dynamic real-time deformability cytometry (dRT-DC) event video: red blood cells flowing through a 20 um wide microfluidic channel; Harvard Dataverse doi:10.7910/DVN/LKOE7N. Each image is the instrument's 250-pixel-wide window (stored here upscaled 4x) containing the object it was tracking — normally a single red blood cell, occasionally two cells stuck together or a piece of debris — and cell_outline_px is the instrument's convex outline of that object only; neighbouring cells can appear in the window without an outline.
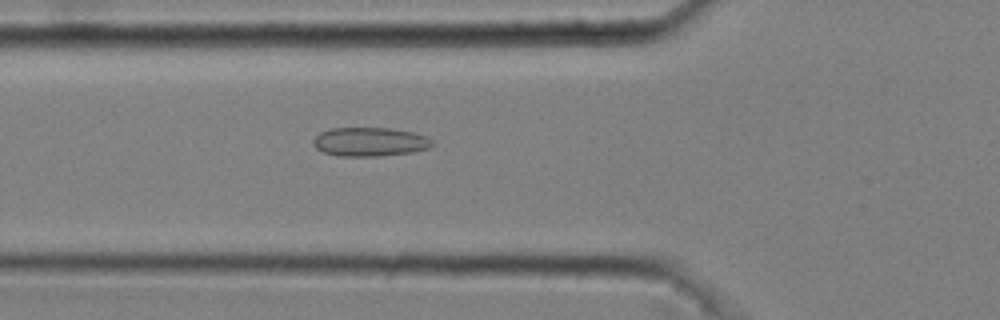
{"species": "common noctule bat (a hibernating species)", "species_latin": "Nyctalus noctula", "temperature_condition": "cold", "stored_images_in_passage": 49, "camera_frame_rate_fps": 3000, "um_per_image_px": 0.085, "animal": {"sex": "male", "body_mass_g": 20.4}, "frame": {"image": 1, "passage_image": 19, "time_ms": 6.0, "image_size_px": [1000, 320], "cell_outline_px": [[436, 144], [432, 148], [412, 152], [376, 156], [336, 156], [324, 152], [316, 148], [312, 144], [312, 140], [320, 132], [328, 128], [388, 128], [412, 132], [428, 136]], "centroid_in_image_um": [31.46, 12.05], "position_along_channel_um": 94.3, "area_um2": 20.29}}
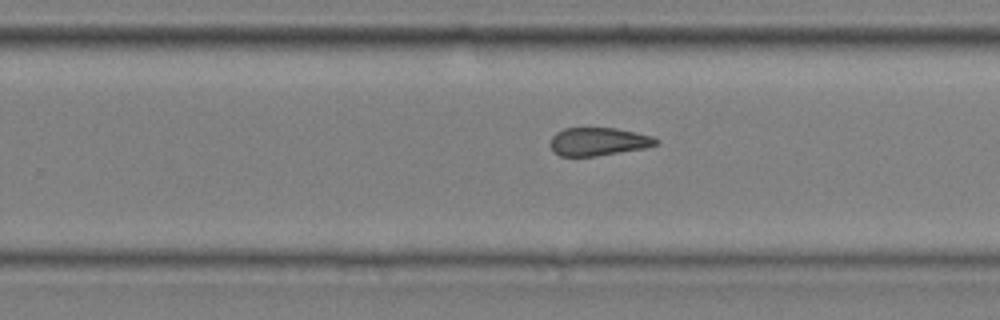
{"frame": {"image": 2, "passage_image": 34, "time_ms": 11.0, "image_size_px": [1000, 320], "cell_outline_px": [[660, 144], [644, 148], [596, 156], [560, 156], [548, 144], [552, 136], [556, 132], [564, 128], [616, 128], [636, 132], [652, 136], [660, 140]], "centroid_in_image_um": [50.87, 12.03], "position_along_channel_um": 278.9, "area_um2": 17.4}}
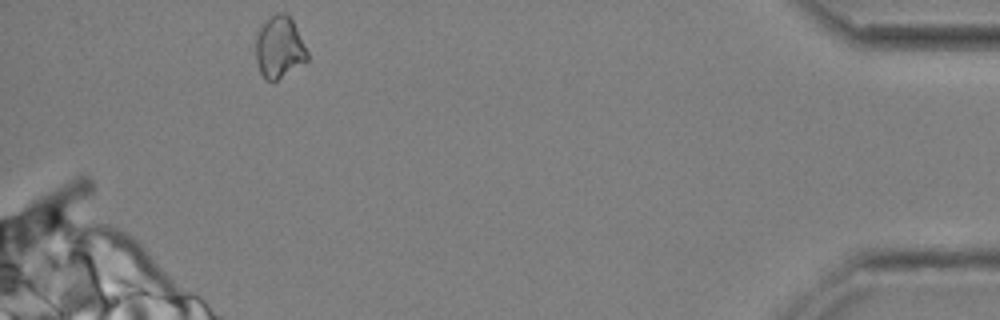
{"frame": {"image": 3, "passage_image": 49, "time_ms": 16.0, "image_size_px": [1000, 320], "cell_outline_px": [[308, 60], [272, 84], [264, 80], [260, 72], [256, 60], [256, 36], [260, 28], [276, 12], [284, 12], [292, 20], [308, 52]], "centroid_in_image_um": [23.73, 4.08], "position_along_channel_um": 411.5, "area_um2": 18.55}, "authors_computed_cell_mechanics": {"area_um2": 18.5538, "velocity_mm_per_s": 3.6854, "shape_relaxation_time_tau1_ms": null, "shape_relaxation_time_tau2_ms": 2.8358, "deformation_change_tau1": null, "deformation_change_tau2": 0.0867}}